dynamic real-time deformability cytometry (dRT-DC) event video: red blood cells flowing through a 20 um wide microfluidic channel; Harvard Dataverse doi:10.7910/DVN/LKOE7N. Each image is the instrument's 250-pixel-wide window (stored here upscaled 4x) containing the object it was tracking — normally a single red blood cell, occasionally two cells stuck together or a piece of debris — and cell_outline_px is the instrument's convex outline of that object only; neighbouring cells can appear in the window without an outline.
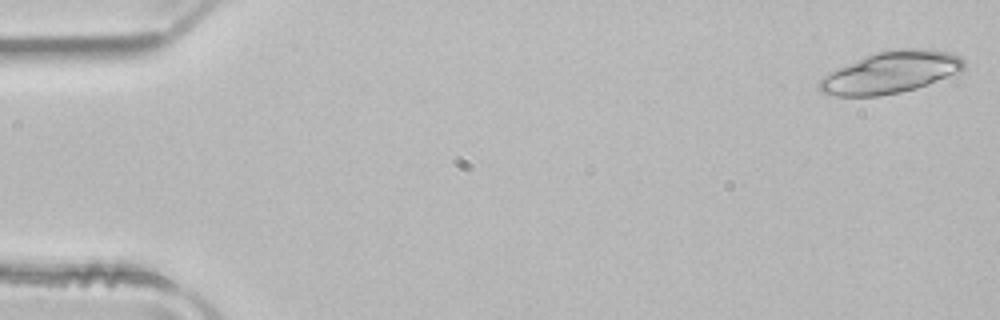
{"species": "common noctule bat (a hibernating species)", "species_latin": "Nyctalus noctula", "temperature_condition": "room temperature", "stored_images_in_passage": 8, "camera_frame_rate_fps": 3000, "um_per_image_px": 0.085, "animal": {"sex": "male", "body_mass_g": 21.5, "forearm_length_mm": 52.0}, "frame": {"image": 1, "passage_image": 1, "time_ms": 0.0, "image_size_px": [1000, 320], "cell_outline_px": [[964, 68], [960, 72], [928, 84], [916, 88], [900, 92], [880, 96], [836, 96], [820, 92], [816, 84], [824, 76], [864, 56], [888, 48], [932, 48], [952, 52], [960, 56], [964, 60]], "centroid_in_image_um": [75.76, 6.13], "position_along_channel_um": 9.2, "area_um2": 35.43}}